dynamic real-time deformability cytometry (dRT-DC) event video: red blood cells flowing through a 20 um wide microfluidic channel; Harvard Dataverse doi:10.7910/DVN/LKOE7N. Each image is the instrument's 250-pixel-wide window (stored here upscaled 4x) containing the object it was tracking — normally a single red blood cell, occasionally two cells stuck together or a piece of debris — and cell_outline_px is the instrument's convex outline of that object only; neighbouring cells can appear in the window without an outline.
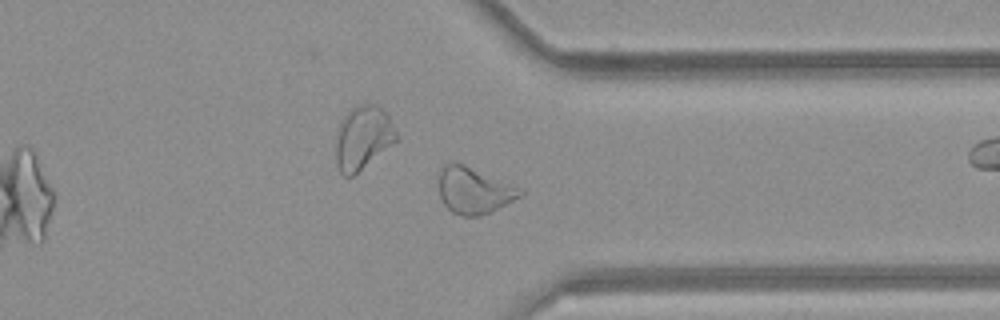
{"species": "common noctule bat (a hibernating species)", "species_latin": "Nyctalus noctula", "temperature_condition": "room temperature", "stored_images_in_passage": 44, "camera_frame_rate_fps": 3000, "um_per_image_px": 0.085, "animal": {"sex": "female", "body_mass_g": 21.9}, "frame": {"image": 1, "passage_image": 32, "time_ms": 10.333, "image_size_px": [1000, 320], "cell_outline_px": [[524, 196], [492, 212], [480, 216], [464, 216], [452, 212], [444, 204], [440, 196], [436, 184], [436, 180], [440, 168], [444, 164], [452, 160], [464, 164], [524, 188]], "centroid_in_image_um": [40.29, 16.16], "position_along_channel_um": 371.1, "area_um2": 23.0}}